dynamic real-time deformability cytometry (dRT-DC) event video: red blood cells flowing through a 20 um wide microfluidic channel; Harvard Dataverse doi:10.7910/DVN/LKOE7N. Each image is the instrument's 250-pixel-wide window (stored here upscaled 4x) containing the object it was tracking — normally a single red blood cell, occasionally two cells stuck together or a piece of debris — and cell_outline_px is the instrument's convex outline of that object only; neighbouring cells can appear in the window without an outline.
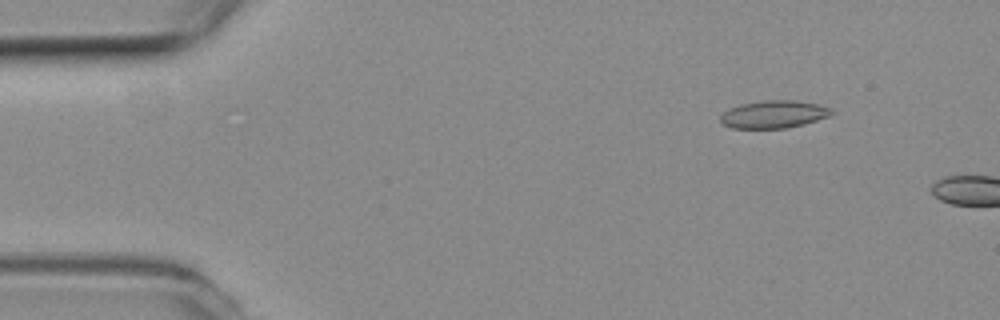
{"species": "common noctule bat (a hibernating species)", "species_latin": "Nyctalus noctula", "temperature_condition": "room temperature", "stored_images_in_passage": 3, "camera_frame_rate_fps": 3000, "um_per_image_px": 0.085, "animal": {"sex": "female", "body_mass_g": 19.3, "forearm_length_mm": 54.1}, "frame": {"image": 1, "passage_image": 2, "time_ms": 0.333, "image_size_px": [1000, 320], "cell_outline_px": [[836, 112], [832, 116], [804, 124], [784, 128], [732, 128], [724, 124], [720, 120], [720, 116], [724, 112], [740, 104], [764, 100], [796, 100], [820, 104], [832, 108]], "centroid_in_image_um": [65.86, 9.71], "position_along_channel_um": 19.1, "area_um2": 18.03}}